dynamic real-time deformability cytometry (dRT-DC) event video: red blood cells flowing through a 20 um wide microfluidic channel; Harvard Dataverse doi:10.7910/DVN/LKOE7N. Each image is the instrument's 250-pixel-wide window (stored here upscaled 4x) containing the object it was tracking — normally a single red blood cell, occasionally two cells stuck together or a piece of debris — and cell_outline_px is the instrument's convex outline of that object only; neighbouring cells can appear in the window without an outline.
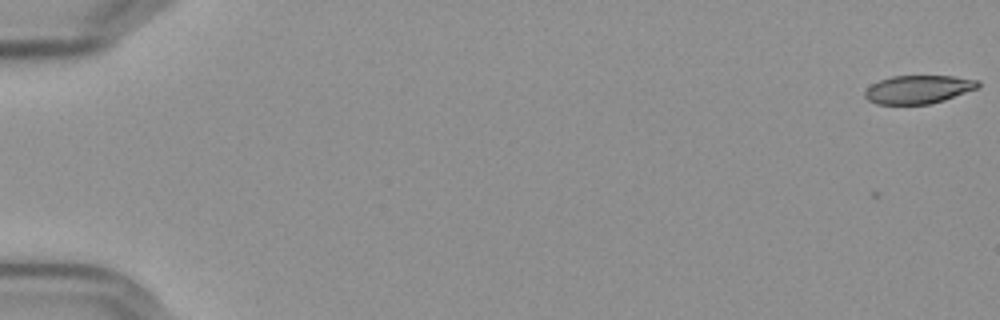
{"species": "Egyptian fruit bat (a non-hibernating species)", "species_latin": "Rousettus aegyptiacus", "temperature_condition": "cold", "stored_images_in_passage": 4, "camera_frame_rate_fps": 3000, "um_per_image_px": 0.085, "frame": {"image": 1, "passage_image": 1, "time_ms": 0.0, "image_size_px": [1000, 320], "cell_outline_px": [[980, 84], [976, 88], [944, 100], [928, 104], [876, 104], [868, 100], [864, 96], [864, 92], [872, 84], [880, 80], [892, 76], [956, 76], [980, 80]], "centroid_in_image_um": [78.05, 7.59], "position_along_channel_um": 6.9, "area_um2": 18.55}}